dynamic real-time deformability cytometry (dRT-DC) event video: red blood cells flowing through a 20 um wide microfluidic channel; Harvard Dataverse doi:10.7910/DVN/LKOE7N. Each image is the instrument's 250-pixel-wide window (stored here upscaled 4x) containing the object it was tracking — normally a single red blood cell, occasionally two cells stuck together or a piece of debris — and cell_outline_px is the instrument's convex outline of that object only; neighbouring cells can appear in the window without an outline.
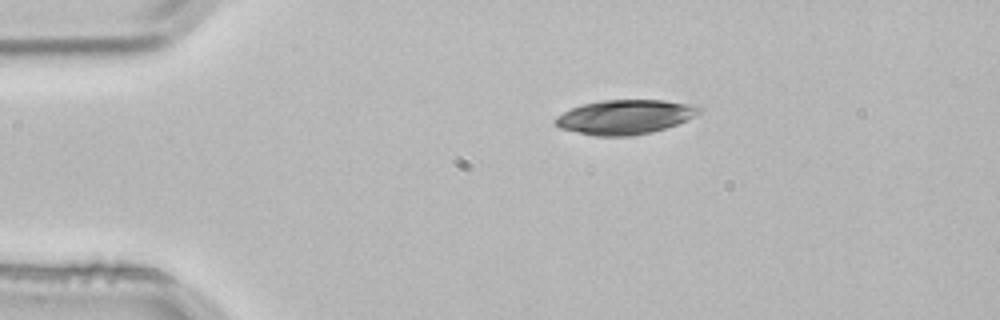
{"species": "common noctule bat (a hibernating species)", "species_latin": "Nyctalus noctula", "temperature_condition": "room temperature", "stored_images_in_passage": 2, "camera_frame_rate_fps": 3000, "um_per_image_px": 0.085, "animal": {"sex": "male", "body_mass_g": 21.5, "forearm_length_mm": 52.0}, "frame": {"image": 1, "passage_image": 1, "time_ms": 0.0, "image_size_px": [1000, 320], "cell_outline_px": [[704, 108], [700, 112], [676, 124], [652, 132], [632, 136], [596, 136], [560, 128], [556, 124], [556, 116], [572, 108], [584, 104], [600, 100], [664, 100], [696, 104]], "centroid_in_image_um": [53.16, 9.93], "position_along_channel_um": 31.8, "area_um2": 28.67}}
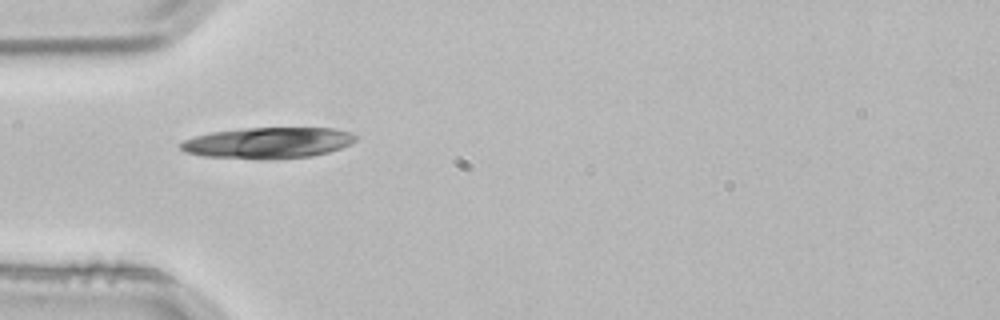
{"frame": {"image": 2, "passage_image": 2, "time_ms": 0.333, "image_size_px": [1000, 320], "cell_outline_px": [[356, 140], [340, 148], [328, 152], [312, 156], [272, 160], [260, 160], [204, 156], [184, 152], [180, 148], [180, 144], [184, 140], [196, 136], [212, 132], [244, 128], [336, 128], [348, 132], [356, 136]], "centroid_in_image_um": [22.76, 12.16], "position_along_channel_um": 62.2, "area_um2": 31.79}}